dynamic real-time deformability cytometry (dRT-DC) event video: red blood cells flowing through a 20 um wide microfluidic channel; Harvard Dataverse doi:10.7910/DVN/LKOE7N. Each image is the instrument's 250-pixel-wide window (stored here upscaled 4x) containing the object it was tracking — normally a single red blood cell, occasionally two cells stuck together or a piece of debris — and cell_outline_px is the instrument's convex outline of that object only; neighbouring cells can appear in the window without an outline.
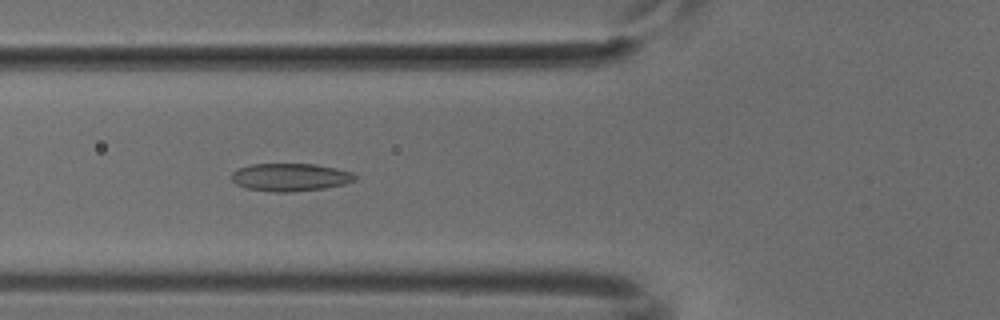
{"species": "common noctule bat (a hibernating species)", "species_latin": "Nyctalus noctula", "temperature_condition": "cold", "stored_images_in_passage": 50, "camera_frame_rate_fps": 3000, "um_per_image_px": 0.085, "animal": {"sex": "male", "body_mass_g": 18.8}, "frame": {"image": 1, "passage_image": 17, "time_ms": 5.333, "image_size_px": [1000, 320], "cell_outline_px": [[356, 180], [344, 184], [324, 188], [288, 192], [276, 192], [248, 188], [236, 184], [232, 180], [232, 172], [240, 168], [252, 164], [316, 164], [336, 168], [352, 172], [356, 176]], "centroid_in_image_um": [24.7, 15.06], "position_along_channel_um": 101.1, "area_um2": 19.83}}
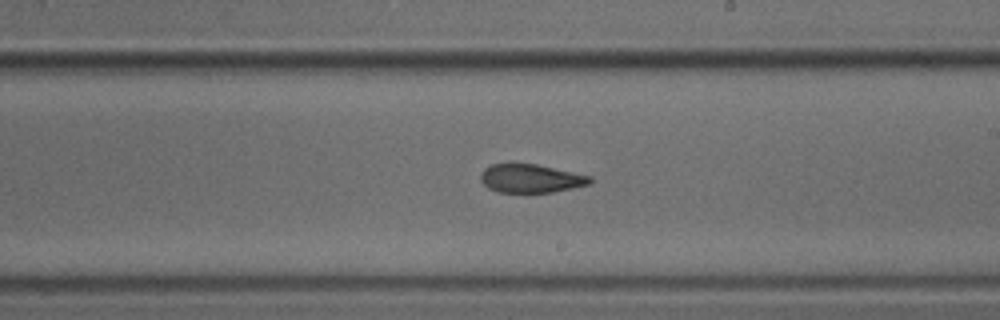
{"frame": {"image": 2, "passage_image": 28, "time_ms": 9.0, "image_size_px": [1000, 320], "cell_outline_px": [[592, 184], [552, 192], [496, 192], [488, 188], [480, 180], [480, 172], [484, 168], [492, 164], [536, 164], [592, 176]], "centroid_in_image_um": [45.12, 15.17], "position_along_channel_um": 243.9, "area_um2": 18.21}}
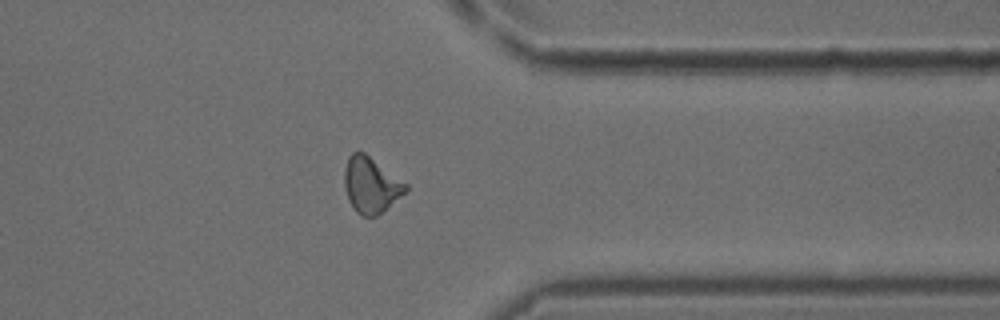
{"frame": {"image": 3, "passage_image": 39, "time_ms": 12.667, "image_size_px": [1000, 320], "cell_outline_px": [[408, 188], [404, 192], [376, 216], [364, 216], [356, 212], [348, 200], [344, 188], [344, 168], [348, 156], [352, 152], [364, 152], [408, 184]], "centroid_in_image_um": [31.48, 15.7], "position_along_channel_um": 379.9, "area_um2": 19.65}}